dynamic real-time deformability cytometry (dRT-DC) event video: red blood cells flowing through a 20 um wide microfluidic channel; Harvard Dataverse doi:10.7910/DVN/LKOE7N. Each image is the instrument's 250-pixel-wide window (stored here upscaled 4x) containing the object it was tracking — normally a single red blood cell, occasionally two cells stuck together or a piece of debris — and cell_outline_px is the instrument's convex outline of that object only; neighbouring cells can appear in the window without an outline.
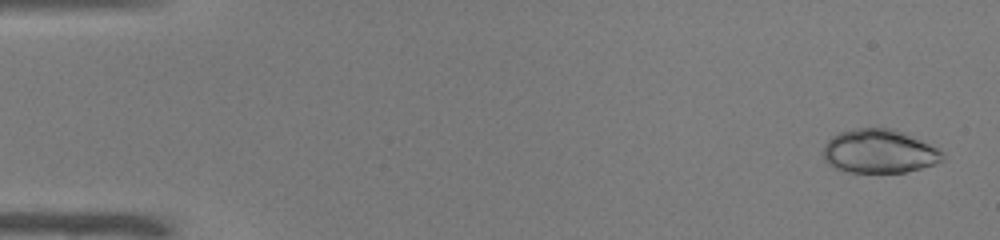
{"species": "common noctule bat (a hibernating species)", "species_latin": "Nyctalus noctula", "temperature_condition": "warm", "stored_images_in_passage": 50, "camera_frame_rate_fps": 3000, "um_per_image_px": 0.085, "animal": {"sex": "male", "body_mass_g": 19.0, "forearm_length_mm": 50.8}, "frame": {"image": 1, "passage_image": 2, "time_ms": 0.333, "image_size_px": [1000, 240], "cell_outline_px": [[944, 160], [920, 168], [904, 172], [848, 172], [836, 168], [828, 164], [824, 160], [824, 144], [832, 136], [840, 132], [856, 128], [892, 128], [928, 144], [944, 152]], "centroid_in_image_um": [74.7, 12.86], "position_along_channel_um": 10.3, "area_um2": 30.06}}
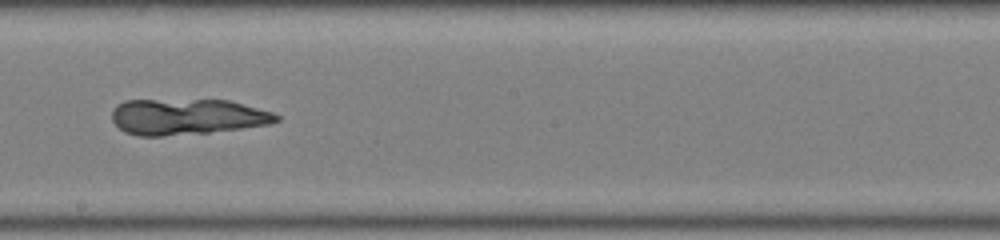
{"frame": {"image": 2, "passage_image": 29, "time_ms": 9.333, "image_size_px": [1000, 240], "cell_outline_px": [[280, 120], [268, 124], [240, 128], [208, 132], [160, 136], [140, 136], [124, 132], [112, 120], [112, 112], [116, 104], [124, 100], [228, 100], [272, 112], [280, 116]], "centroid_in_image_um": [15.86, 9.92], "position_along_channel_um": 232.3, "area_um2": 34.22}}
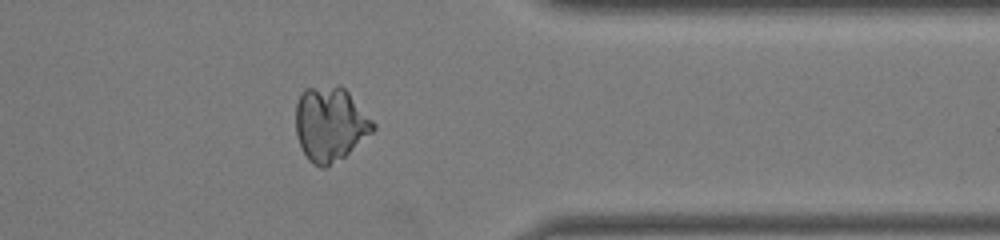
{"frame": {"image": 3, "passage_image": 41, "time_ms": 13.333, "image_size_px": [1000, 240], "cell_outline_px": [[376, 128], [372, 132], [344, 156], [324, 168], [320, 168], [312, 164], [308, 160], [296, 136], [296, 104], [300, 92], [304, 88], [340, 84], [348, 92], [376, 124]], "centroid_in_image_um": [28.04, 10.52], "position_along_channel_um": 383.4, "area_um2": 33.52}}